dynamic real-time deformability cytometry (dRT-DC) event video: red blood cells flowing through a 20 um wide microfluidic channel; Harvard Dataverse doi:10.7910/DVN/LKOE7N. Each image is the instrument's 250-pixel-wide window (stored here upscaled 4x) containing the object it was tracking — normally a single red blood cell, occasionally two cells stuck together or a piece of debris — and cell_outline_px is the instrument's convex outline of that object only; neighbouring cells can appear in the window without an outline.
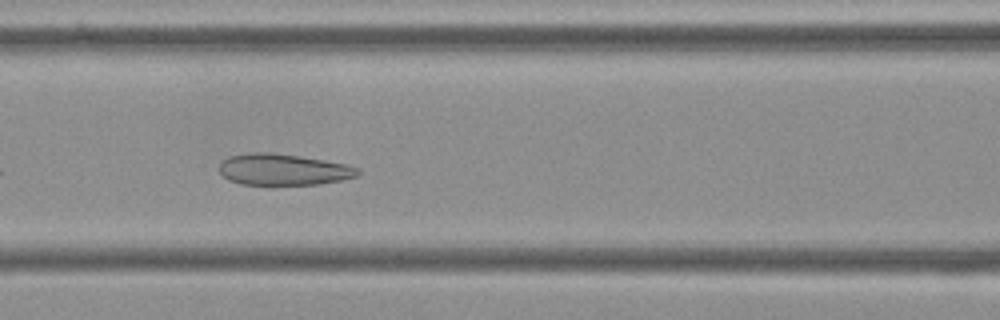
{"species": "Egyptian fruit bat (a non-hibernating species)", "species_latin": "Rousettus aegyptiacus", "temperature_condition": "cold", "stored_images_in_passage": 20, "camera_frame_rate_fps": 3000, "um_per_image_px": 0.085, "frame": {"image": 1, "passage_image": 9, "time_ms": 2.667, "image_size_px": [1000, 320], "cell_outline_px": [[360, 172], [356, 176], [340, 180], [316, 184], [272, 188], [240, 184], [228, 180], [220, 172], [220, 160], [228, 156], [252, 152], [272, 152], [300, 156], [324, 160], [344, 164], [356, 168]], "centroid_in_image_um": [23.98, 14.45], "position_along_channel_um": 142.6, "area_um2": 26.18}}
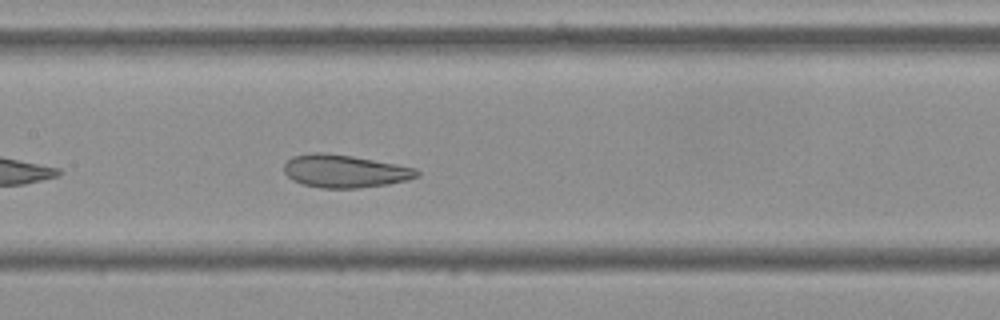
{"frame": {"image": 2, "passage_image": 12, "time_ms": 3.667, "image_size_px": [1000, 320], "cell_outline_px": [[420, 176], [408, 180], [388, 184], [356, 188], [324, 188], [304, 184], [292, 180], [284, 172], [284, 164], [292, 156], [312, 152], [324, 152], [352, 156], [396, 164], [416, 168], [420, 172]], "centroid_in_image_um": [29.31, 14.54], "position_along_channel_um": 178.1, "area_um2": 25.43}}